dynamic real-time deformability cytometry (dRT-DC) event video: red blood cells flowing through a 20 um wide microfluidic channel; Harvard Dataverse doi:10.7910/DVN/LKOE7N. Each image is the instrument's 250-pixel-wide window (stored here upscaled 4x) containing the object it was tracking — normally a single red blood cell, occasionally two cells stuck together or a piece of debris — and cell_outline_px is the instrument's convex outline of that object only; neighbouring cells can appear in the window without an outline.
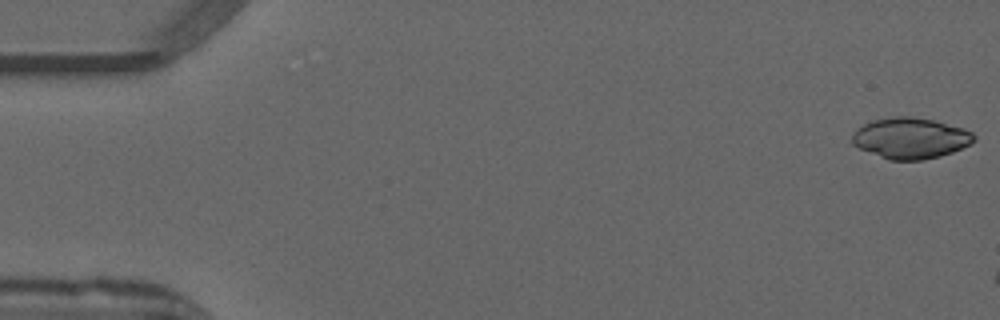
{"species": "common noctule bat (a hibernating species)", "species_latin": "Nyctalus noctula", "temperature_condition": "warm", "stored_images_in_passage": 10, "camera_frame_rate_fps": 3000, "um_per_image_px": 0.085, "animal": {"sex": "male", "forearm_length_mm": 52.5}, "frame": {"image": 1, "passage_image": 1, "time_ms": 0.0, "image_size_px": [1000, 320], "cell_outline_px": [[976, 140], [972, 144], [952, 152], [940, 156], [924, 160], [888, 160], [860, 148], [852, 144], [852, 132], [856, 128], [872, 120], [896, 116], [908, 116], [932, 120], [964, 128], [972, 132], [976, 136]], "centroid_in_image_um": [77.4, 11.75], "position_along_channel_um": 7.6, "area_um2": 29.19}}